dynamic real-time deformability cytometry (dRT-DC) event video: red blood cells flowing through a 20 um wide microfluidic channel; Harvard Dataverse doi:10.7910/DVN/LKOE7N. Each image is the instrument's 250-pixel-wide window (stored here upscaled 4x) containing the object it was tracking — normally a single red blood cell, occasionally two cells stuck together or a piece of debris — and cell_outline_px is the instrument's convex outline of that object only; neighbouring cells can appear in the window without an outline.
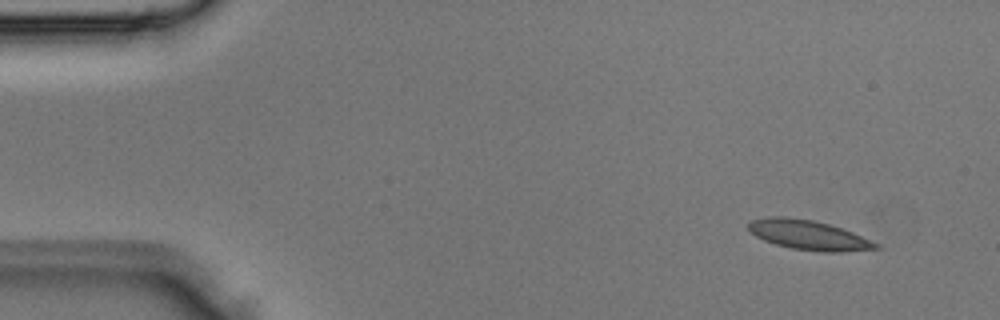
{"species": "Egyptian fruit bat (a non-hibernating species)", "species_latin": "Rousettus aegyptiacus", "temperature_condition": "room temperature", "stored_images_in_passage": 2, "segment_of_instrument_passage": [2, 2], "camera_frame_rate_fps": 3000, "um_per_image_px": 0.085, "animal": {"sex": "male"}, "frame": {"image": 1, "passage_image": 2, "time_ms": 0.333, "image_size_px": [1000, 320], "cell_outline_px": [[880, 248], [840, 252], [824, 252], [792, 248], [776, 244], [764, 240], [756, 236], [748, 228], [748, 224], [752, 220], [768, 216], [784, 216], [812, 220], [828, 224], [852, 232], [880, 244]], "centroid_in_image_um": [68.72, 19.97], "position_along_channel_um": 16.3, "area_um2": 21.73}}